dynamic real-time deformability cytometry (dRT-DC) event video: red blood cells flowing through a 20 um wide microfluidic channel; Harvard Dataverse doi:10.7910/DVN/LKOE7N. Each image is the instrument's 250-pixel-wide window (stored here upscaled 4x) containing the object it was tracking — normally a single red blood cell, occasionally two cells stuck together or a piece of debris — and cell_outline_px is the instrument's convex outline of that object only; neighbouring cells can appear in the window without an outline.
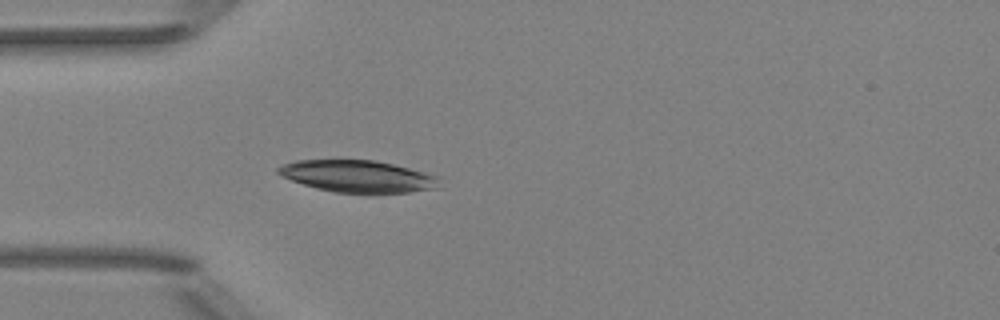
{"species": "Egyptian fruit bat (a non-hibernating species)", "species_latin": "Rousettus aegyptiacus", "temperature_condition": "room temperature", "stored_images_in_passage": 5, "camera_frame_rate_fps": 3000, "um_per_image_px": 0.085, "animal": {"sex": "female"}, "frame": {"image": 1, "passage_image": 5, "time_ms": 4.667, "image_size_px": [1000, 320], "cell_outline_px": [[436, 188], [408, 192], [336, 192], [316, 188], [292, 180], [276, 172], [276, 168], [284, 164], [296, 160], [376, 160], [424, 172], [436, 176]], "centroid_in_image_um": [30.35, 14.97], "position_along_channel_um": 54.7, "area_um2": 29.25}}